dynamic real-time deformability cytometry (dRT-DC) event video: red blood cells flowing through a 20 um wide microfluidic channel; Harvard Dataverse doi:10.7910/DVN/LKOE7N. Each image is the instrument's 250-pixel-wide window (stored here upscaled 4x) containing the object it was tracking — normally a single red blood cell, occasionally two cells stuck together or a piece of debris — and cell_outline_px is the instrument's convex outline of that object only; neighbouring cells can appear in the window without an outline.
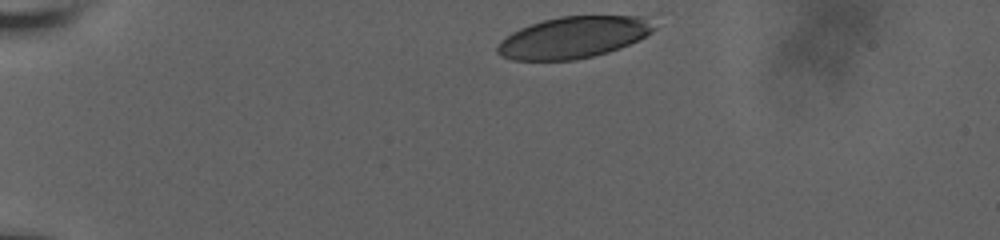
{"species": "human", "species_latin": "Homo sapiens", "temperature_condition": "room temperature", "stored_images_in_passage": 38, "camera_frame_rate_fps": 3000, "um_per_image_px": 0.085, "donor": {"sex": "male"}, "frame": {"image": 1, "passage_image": 1, "time_ms": 0.0, "image_size_px": [1000, 240], "cell_outline_px": [[656, 28], [652, 32], [620, 48], [608, 52], [576, 60], [512, 60], [500, 56], [496, 52], [496, 48], [500, 40], [512, 32], [520, 28], [544, 20], [560, 16], [644, 16]], "centroid_in_image_um": [48.7, 3.18], "position_along_channel_um": 36.3, "area_um2": 37.74}}
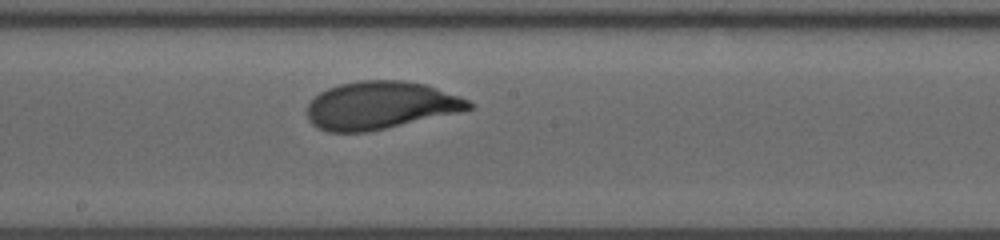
{"frame": {"image": 2, "passage_image": 22, "time_ms": 7.0, "image_size_px": [1000, 240], "cell_outline_px": [[476, 108], [460, 112], [368, 132], [328, 132], [312, 124], [308, 120], [308, 104], [320, 92], [328, 88], [340, 84], [360, 80], [404, 80], [424, 84], [460, 96], [476, 104]], "centroid_in_image_um": [32.37, 8.95], "position_along_channel_um": 215.8, "area_um2": 45.03}}
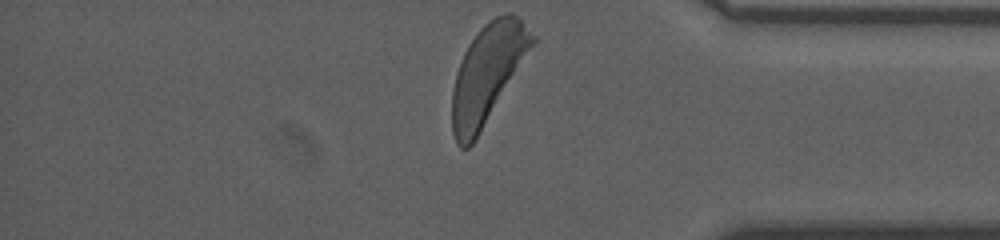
{"frame": {"image": 3, "passage_image": 38, "time_ms": 12.333, "image_size_px": [1000, 240], "cell_outline_px": [[536, 40], [472, 144], [468, 148], [460, 148], [456, 144], [452, 132], [452, 92], [456, 72], [464, 52], [468, 44], [480, 28], [488, 20], [504, 12], [512, 12], [536, 36]], "centroid_in_image_um": [41.4, 6.24], "position_along_channel_um": 393.8, "area_um2": 44.97}, "authors_computed_cell_mechanics": {"area_um2": 44.1014, "velocity_mm_per_s": 3.6082, "shape_relaxation_time_tau1_ms": 2.6801, "shape_relaxation_time_tau2_ms": null, "deformation_change_tau1": 0.1725, "deformation_change_tau2": null}}